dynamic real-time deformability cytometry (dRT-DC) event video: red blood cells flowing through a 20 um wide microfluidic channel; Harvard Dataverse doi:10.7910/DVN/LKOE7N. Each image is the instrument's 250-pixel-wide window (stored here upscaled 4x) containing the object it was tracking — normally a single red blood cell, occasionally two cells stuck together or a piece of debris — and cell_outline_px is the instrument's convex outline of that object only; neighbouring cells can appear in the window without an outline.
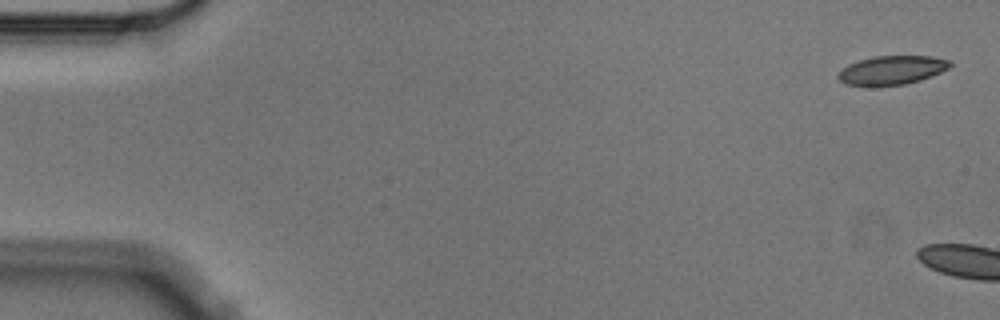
{"species": "Egyptian fruit bat (a non-hibernating species)", "species_latin": "Rousettus aegyptiacus", "temperature_condition": "cold", "stored_images_in_passage": 5, "segment_of_instrument_passage": [2, 2], "camera_frame_rate_fps": 3000, "um_per_image_px": 0.085, "animal": {"sex": "male"}, "frame": {"image": 1, "passage_image": 5, "time_ms": 1.333, "image_size_px": [1000, 320], "cell_outline_px": [[952, 64], [948, 68], [940, 72], [920, 80], [904, 84], [880, 88], [844, 84], [836, 76], [848, 64], [872, 56], [932, 56], [952, 60]], "centroid_in_image_um": [75.79, 5.98], "position_along_channel_um": 9.2, "area_um2": 19.19}}